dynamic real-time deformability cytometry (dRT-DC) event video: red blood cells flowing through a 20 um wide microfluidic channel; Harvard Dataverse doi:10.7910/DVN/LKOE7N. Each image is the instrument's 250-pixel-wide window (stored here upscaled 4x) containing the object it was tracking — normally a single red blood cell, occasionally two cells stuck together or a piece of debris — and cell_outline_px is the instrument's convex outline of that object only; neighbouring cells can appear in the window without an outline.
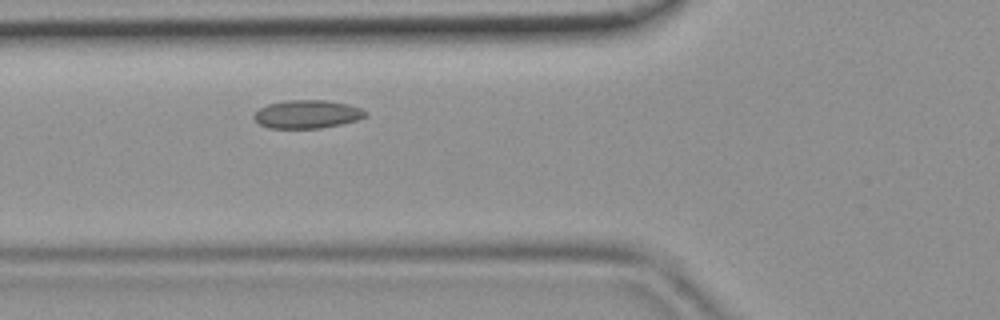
{"species": "common noctule bat (a hibernating species)", "species_latin": "Nyctalus noctula", "temperature_condition": "room temperature", "stored_images_in_passage": 37, "camera_frame_rate_fps": 3000, "um_per_image_px": 0.085, "animal": {"sex": "female", "body_mass_g": 19.9}, "frame": {"image": 1, "passage_image": 8, "time_ms": 2.333, "image_size_px": [1000, 320], "cell_outline_px": [[368, 116], [356, 120], [340, 124], [320, 128], [268, 128], [260, 124], [252, 116], [260, 108], [268, 104], [284, 100], [324, 100], [348, 104], [360, 108], [368, 112]], "centroid_in_image_um": [26.11, 9.7], "position_along_channel_um": 99.7, "area_um2": 18.32}}
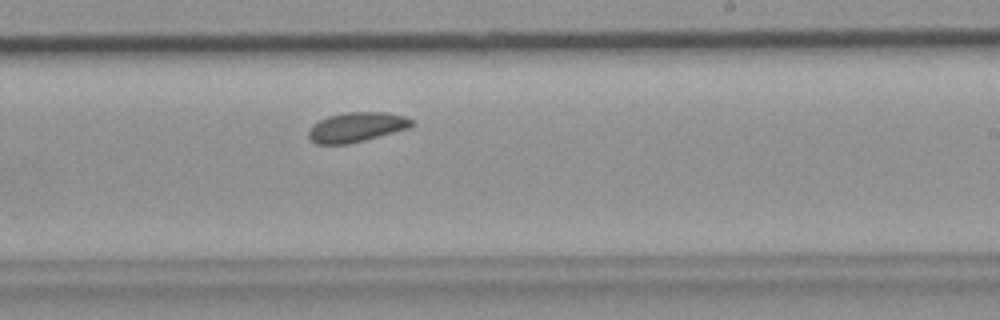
{"frame": {"image": 2, "passage_image": 19, "time_ms": 6.0, "image_size_px": [1000, 320], "cell_outline_px": [[416, 124], [408, 128], [364, 140], [348, 144], [316, 144], [308, 136], [308, 132], [312, 124], [328, 116], [348, 112], [384, 112], [404, 116], [412, 120]], "centroid_in_image_um": [30.29, 10.8], "position_along_channel_um": 258.7, "area_um2": 17.69}}
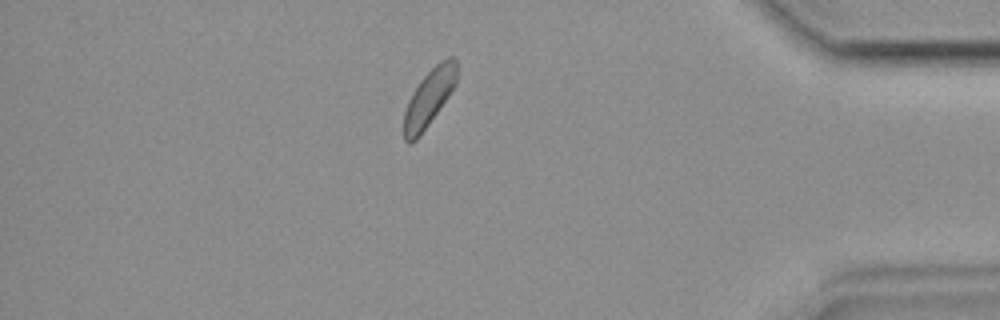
{"frame": {"image": 3, "passage_image": 31, "time_ms": 10.0, "image_size_px": [1000, 320], "cell_outline_px": [[456, 84], [448, 96], [420, 136], [416, 140], [408, 144], [404, 140], [404, 112], [408, 100], [412, 92], [420, 80], [440, 60], [448, 56], [456, 56]], "centroid_in_image_um": [36.46, 8.3], "position_along_channel_um": 398.7, "area_um2": 17.46}}